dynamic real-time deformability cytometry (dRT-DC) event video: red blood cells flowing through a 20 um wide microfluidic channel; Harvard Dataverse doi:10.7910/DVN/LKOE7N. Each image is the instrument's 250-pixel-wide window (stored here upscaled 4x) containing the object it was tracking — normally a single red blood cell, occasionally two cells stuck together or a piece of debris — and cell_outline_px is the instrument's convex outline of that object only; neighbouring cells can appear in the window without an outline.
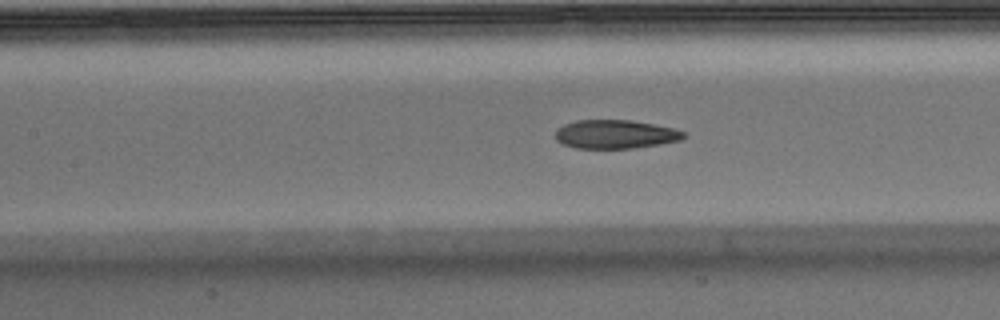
{"species": "Egyptian fruit bat (a non-hibernating species)", "species_latin": "Rousettus aegyptiacus", "temperature_condition": "warm", "stored_images_in_passage": 25, "camera_frame_rate_fps": 3000, "um_per_image_px": 0.085, "animal": {"sex": "male"}, "frame": {"image": 1, "passage_image": 8, "time_ms": 2.333, "image_size_px": [1000, 320], "cell_outline_px": [[684, 136], [680, 140], [660, 144], [632, 148], [576, 148], [560, 144], [556, 140], [556, 128], [564, 124], [576, 120], [628, 120], [652, 124], [672, 128], [684, 132]], "centroid_in_image_um": [52.23, 11.41], "position_along_channel_um": 155.2, "area_um2": 21.33}}
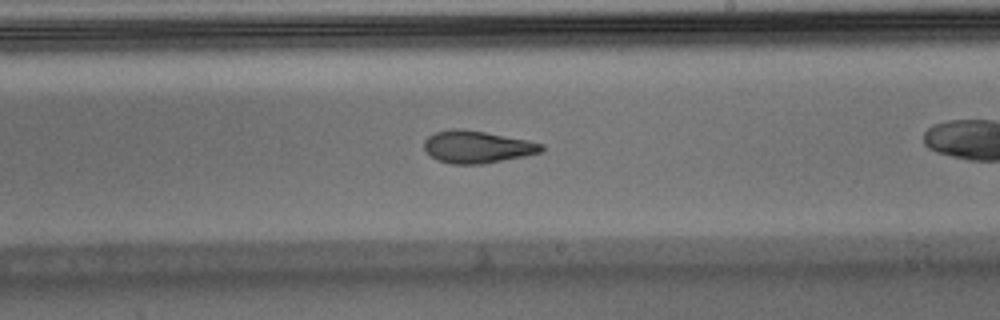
{"frame": {"image": 2, "passage_image": 15, "time_ms": 4.667, "image_size_px": [1000, 320], "cell_outline_px": [[544, 148], [540, 152], [524, 156], [480, 164], [452, 164], [436, 160], [424, 148], [424, 140], [428, 136], [436, 132], [452, 128], [460, 128], [484, 132], [528, 140], [544, 144]], "centroid_in_image_um": [40.53, 12.48], "position_along_channel_um": 248.5, "area_um2": 21.91}}